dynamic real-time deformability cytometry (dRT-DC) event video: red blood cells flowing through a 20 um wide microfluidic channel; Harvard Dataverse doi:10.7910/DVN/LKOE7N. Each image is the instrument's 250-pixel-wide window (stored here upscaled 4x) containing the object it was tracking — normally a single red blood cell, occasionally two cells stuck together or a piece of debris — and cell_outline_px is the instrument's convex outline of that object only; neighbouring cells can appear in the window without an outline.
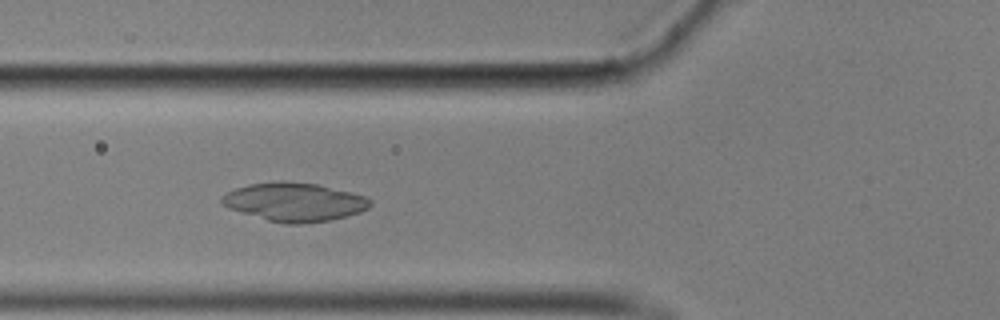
{"species": "common noctule bat (a hibernating species)", "species_latin": "Nyctalus noctula", "temperature_condition": "cold", "stored_images_in_passage": 20, "camera_frame_rate_fps": 3000, "um_per_image_px": 0.085, "animal": {"sex": "male", "body_mass_g": 17.9}, "frame": {"image": 1, "passage_image": 10, "time_ms": 3.0, "image_size_px": [1000, 320], "cell_outline_px": [[372, 204], [368, 208], [360, 212], [328, 220], [304, 224], [288, 224], [268, 220], [228, 208], [220, 200], [220, 196], [236, 188], [248, 184], [284, 180], [316, 184], [364, 196], [372, 200]], "centroid_in_image_um": [25.0, 17.16], "position_along_channel_um": 100.8, "area_um2": 33.06}}
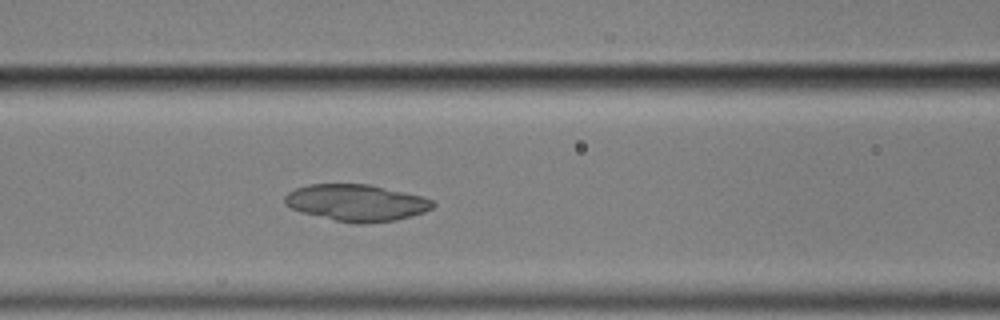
{"frame": {"image": 2, "passage_image": 13, "time_ms": 4.0, "image_size_px": [1000, 320], "cell_outline_px": [[436, 204], [432, 208], [424, 212], [396, 220], [360, 224], [336, 220], [300, 212], [284, 204], [284, 196], [288, 192], [296, 188], [308, 184], [368, 184], [404, 192], [420, 196], [432, 200]], "centroid_in_image_um": [30.27, 17.23], "position_along_channel_um": 136.3, "area_um2": 31.44}}
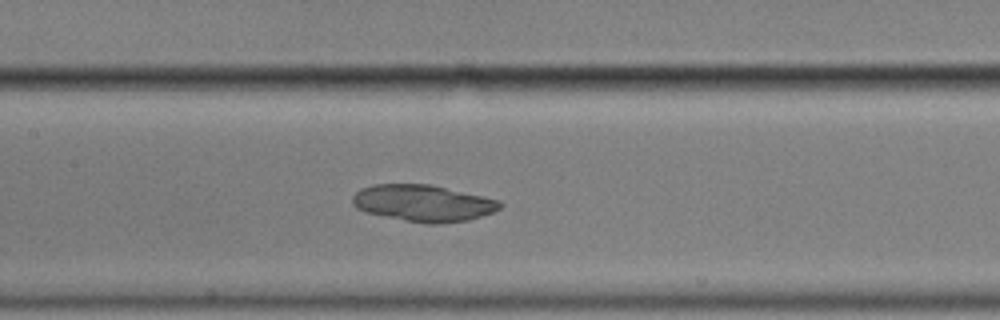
{"frame": {"image": 3, "passage_image": 16, "time_ms": 5.0, "image_size_px": [1000, 320], "cell_outline_px": [[504, 204], [500, 208], [492, 212], [468, 220], [440, 224], [428, 224], [384, 216], [368, 212], [356, 208], [352, 204], [352, 196], [360, 188], [372, 184], [428, 184], [500, 200]], "centroid_in_image_um": [35.95, 17.26], "position_along_channel_um": 171.4, "area_um2": 31.33}}